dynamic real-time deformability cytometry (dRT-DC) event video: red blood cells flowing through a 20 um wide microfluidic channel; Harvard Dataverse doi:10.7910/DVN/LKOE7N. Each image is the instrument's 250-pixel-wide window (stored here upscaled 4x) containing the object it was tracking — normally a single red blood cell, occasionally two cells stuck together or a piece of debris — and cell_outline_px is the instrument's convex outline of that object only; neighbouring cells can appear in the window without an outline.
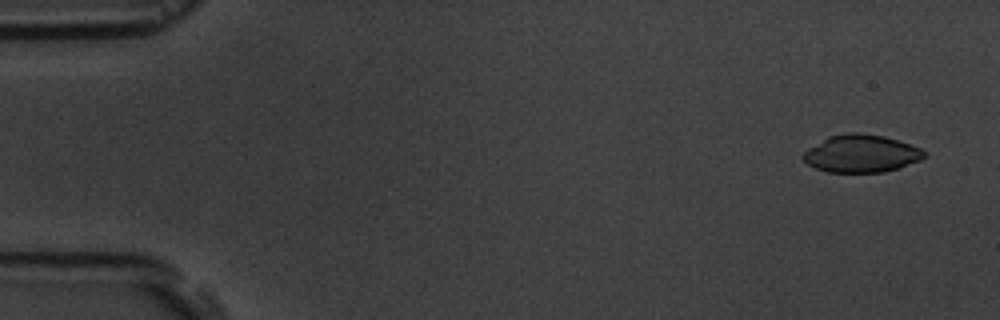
{"species": "common noctule bat (a hibernating species)", "species_latin": "Nyctalus noctula", "temperature_condition": "room temperature", "stored_images_in_passage": 6, "camera_frame_rate_fps": 3000, "um_per_image_px": 0.085, "animal": {"sex": "male", "body_mass_g": 19.5, "forearm_length_mm": 54.6}, "frame": {"image": 1, "passage_image": 1, "time_ms": 0.0, "image_size_px": [1000, 320], "cell_outline_px": [[928, 152], [920, 160], [900, 168], [884, 172], [828, 172], [816, 168], [808, 164], [800, 156], [808, 148], [828, 136], [844, 132], [860, 132], [884, 136], [920, 148]], "centroid_in_image_um": [73.19, 13.05], "position_along_channel_um": 11.8, "area_um2": 26.65}}
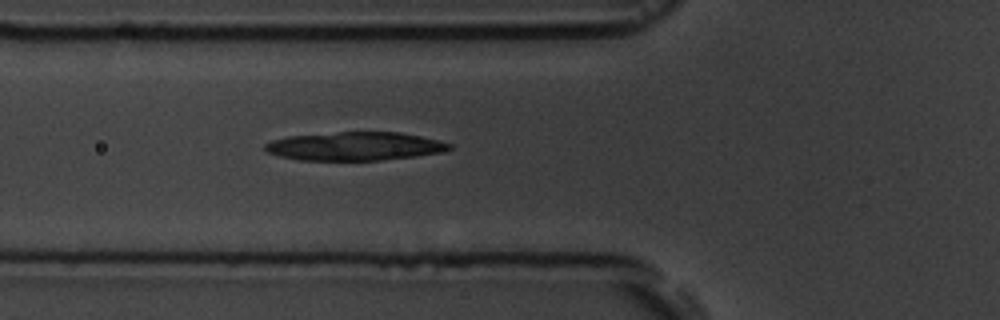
{"frame": {"image": 2, "passage_image": 6, "time_ms": 5.667, "image_size_px": [1000, 320], "cell_outline_px": [[452, 148], [444, 152], [416, 156], [380, 160], [300, 160], [280, 156], [268, 152], [264, 148], [264, 144], [272, 140], [288, 136], [340, 132], [400, 132], [420, 136], [452, 144]], "centroid_in_image_um": [30.17, 12.43], "position_along_channel_um": 95.6, "area_um2": 30.46}}